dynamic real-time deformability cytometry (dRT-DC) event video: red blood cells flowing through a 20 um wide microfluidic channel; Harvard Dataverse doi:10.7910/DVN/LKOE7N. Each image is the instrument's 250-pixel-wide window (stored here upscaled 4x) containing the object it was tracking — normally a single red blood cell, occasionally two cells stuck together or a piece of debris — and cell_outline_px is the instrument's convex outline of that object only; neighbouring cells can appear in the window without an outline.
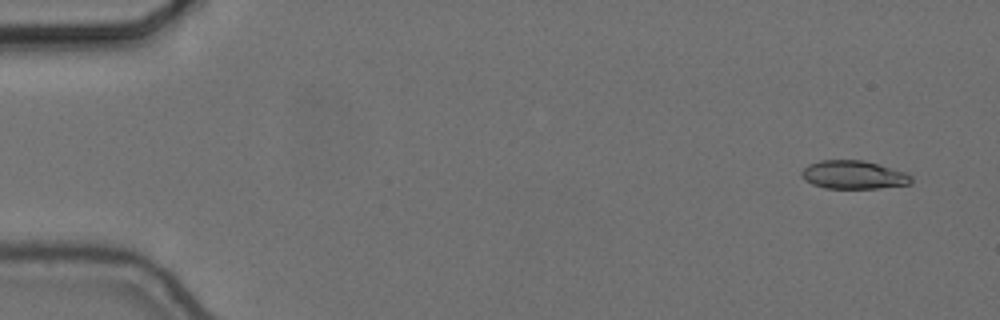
{"species": "common noctule bat (a hibernating species)", "species_latin": "Nyctalus noctula", "temperature_condition": "cold", "stored_images_in_passage": 18, "camera_frame_rate_fps": 3000, "um_per_image_px": 0.085, "animal": {"sex": "female", "body_mass_g": 24.6, "forearm_length_mm": 56.2}, "frame": {"image": 1, "passage_image": 4, "time_ms": 1.0, "image_size_px": [1000, 320], "cell_outline_px": [[912, 184], [880, 188], [824, 188], [812, 184], [804, 180], [800, 176], [800, 172], [808, 164], [820, 160], [864, 160], [908, 172], [912, 176]], "centroid_in_image_um": [72.56, 14.86], "position_along_channel_um": 12.4, "area_um2": 18.44}}
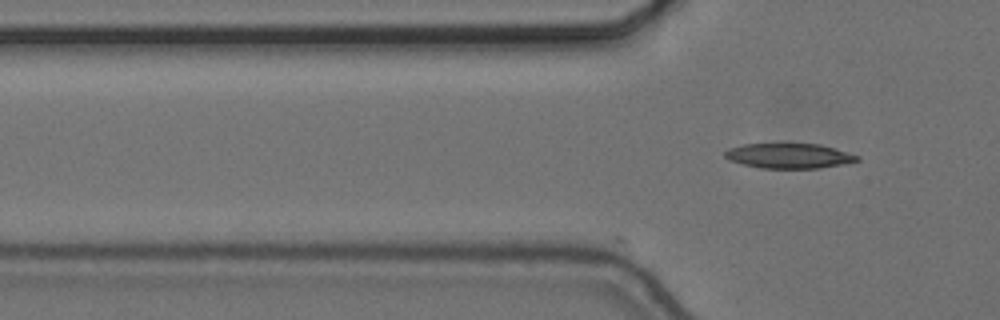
{"frame": {"image": 2, "passage_image": 18, "time_ms": 5.667, "image_size_px": [1000, 320], "cell_outline_px": [[860, 160], [844, 164], [820, 168], [760, 168], [728, 160], [724, 156], [724, 152], [728, 148], [744, 144], [820, 144], [860, 156]], "centroid_in_image_um": [67.06, 13.25], "position_along_channel_um": 58.7, "area_um2": 19.19}}